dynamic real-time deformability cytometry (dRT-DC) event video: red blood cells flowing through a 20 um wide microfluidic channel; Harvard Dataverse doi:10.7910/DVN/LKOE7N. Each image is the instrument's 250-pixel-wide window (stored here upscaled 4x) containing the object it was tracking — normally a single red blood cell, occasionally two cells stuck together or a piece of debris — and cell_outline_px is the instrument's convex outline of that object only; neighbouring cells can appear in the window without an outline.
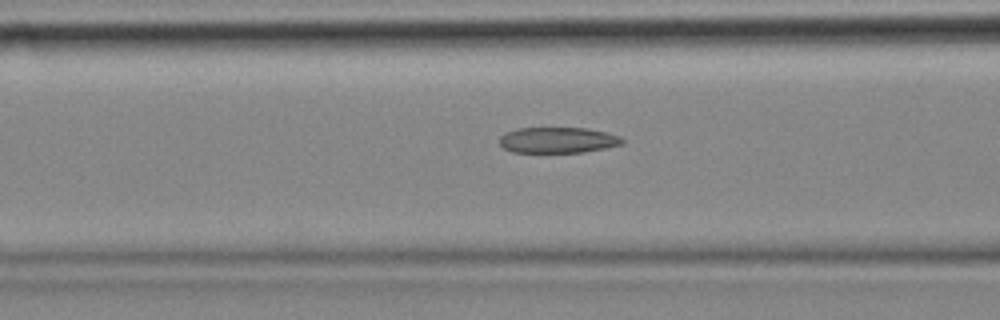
{"species": "common noctule bat (a hibernating species)", "species_latin": "Nyctalus noctula", "temperature_condition": "cold", "stored_images_in_passage": 57, "camera_frame_rate_fps": 3000, "um_per_image_px": 0.085, "animal": {"sex": "female", "body_mass_g": 18.4}, "frame": {"image": 1, "passage_image": 22, "time_ms": 7.0, "image_size_px": [1000, 320], "cell_outline_px": [[624, 144], [584, 152], [512, 152], [504, 148], [500, 144], [500, 136], [504, 132], [516, 128], [588, 128], [608, 132], [620, 136], [624, 140]], "centroid_in_image_um": [47.42, 11.9], "position_along_channel_um": 119.2, "area_um2": 18.61}}
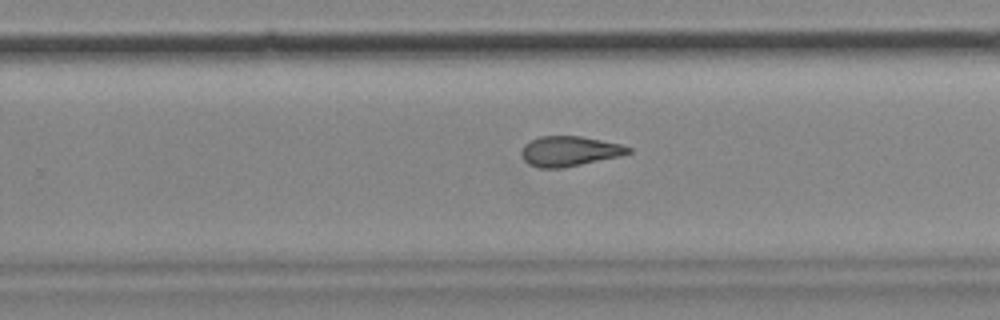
{"frame": {"image": 2, "passage_image": 36, "time_ms": 11.667, "image_size_px": [1000, 320], "cell_outline_px": [[632, 152], [620, 156], [560, 168], [540, 168], [528, 164], [524, 160], [520, 152], [524, 144], [540, 136], [580, 136], [620, 144], [632, 148]], "centroid_in_image_um": [48.38, 12.85], "position_along_channel_um": 281.4, "area_um2": 18.55}}
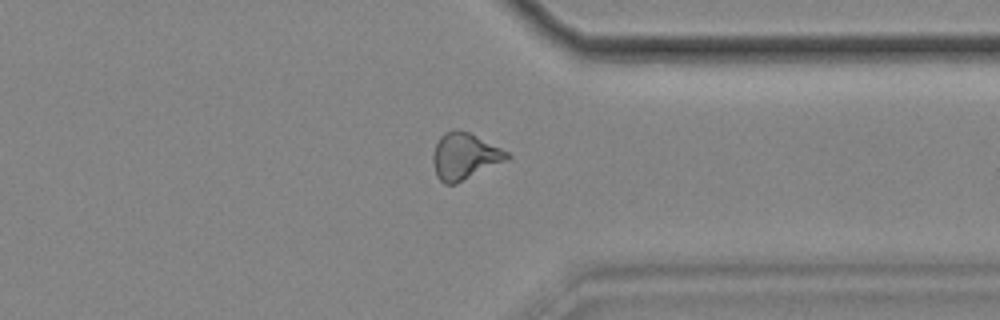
{"frame": {"image": 3, "passage_image": 44, "time_ms": 14.333, "image_size_px": [1000, 320], "cell_outline_px": [[512, 156], [508, 160], [456, 184], [444, 184], [436, 176], [432, 160], [432, 152], [440, 136], [444, 132], [452, 128], [456, 128], [468, 132], [508, 152]], "centroid_in_image_um": [39.46, 13.28], "position_along_channel_um": 371.9, "area_um2": 20.23}, "authors_computed_cell_mechanics": {"area_um2": 19.7676, "velocity_mm_per_s": 3.4778, "shape_relaxation_time_tau1_ms": null, "shape_relaxation_time_tau2_ms": 4.521, "deformation_change_tau1": null, "deformation_change_tau2": 0.1246}}